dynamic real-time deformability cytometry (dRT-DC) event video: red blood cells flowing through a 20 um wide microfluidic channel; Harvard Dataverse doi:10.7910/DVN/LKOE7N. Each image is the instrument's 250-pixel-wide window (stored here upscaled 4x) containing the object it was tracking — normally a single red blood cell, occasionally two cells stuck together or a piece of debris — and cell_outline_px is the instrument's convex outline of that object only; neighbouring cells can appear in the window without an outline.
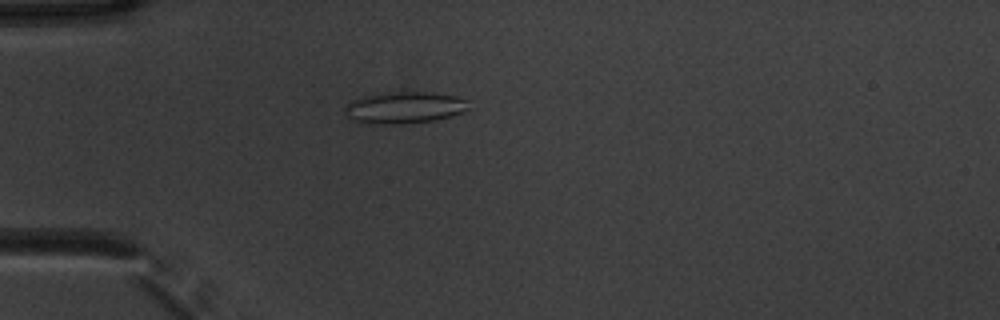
{"species": "common noctule bat (a hibernating species)", "species_latin": "Nyctalus noctula", "temperature_condition": "warm", "stored_images_in_passage": 44, "camera_frame_rate_fps": 3000, "um_per_image_px": 0.085, "animal": {"sex": "male", "body_mass_g": 20.1, "forearm_length_mm": 53.5}, "frame": {"image": 1, "passage_image": 6, "time_ms": 1.667, "image_size_px": [1000, 320], "cell_outline_px": [[472, 108], [464, 112], [436, 120], [404, 124], [368, 124], [352, 120], [344, 112], [344, 108], [352, 100], [364, 96], [388, 92], [432, 92], [456, 96], [468, 100]], "centroid_in_image_um": [34.42, 9.15], "position_along_channel_um": 50.6, "area_um2": 23.24}}
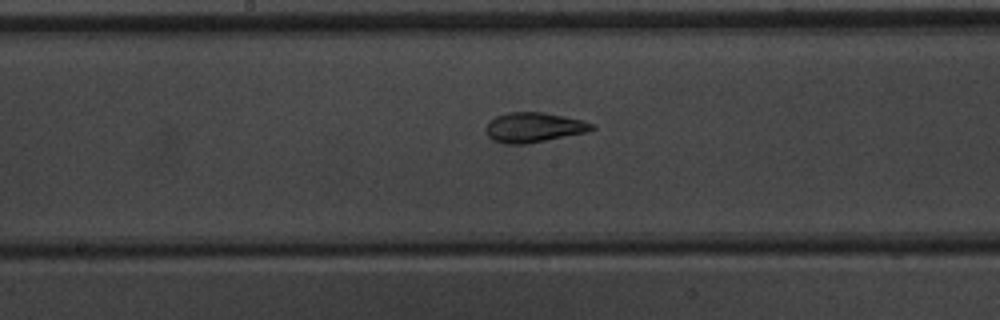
{"frame": {"image": 2, "passage_image": 19, "time_ms": 6.0, "image_size_px": [1000, 320], "cell_outline_px": [[596, 128], [588, 132], [528, 144], [504, 144], [492, 140], [484, 132], [488, 124], [496, 116], [508, 112], [544, 112], [584, 120], [596, 124]], "centroid_in_image_um": [45.41, 10.83], "position_along_channel_um": 202.8, "area_um2": 18.73}}
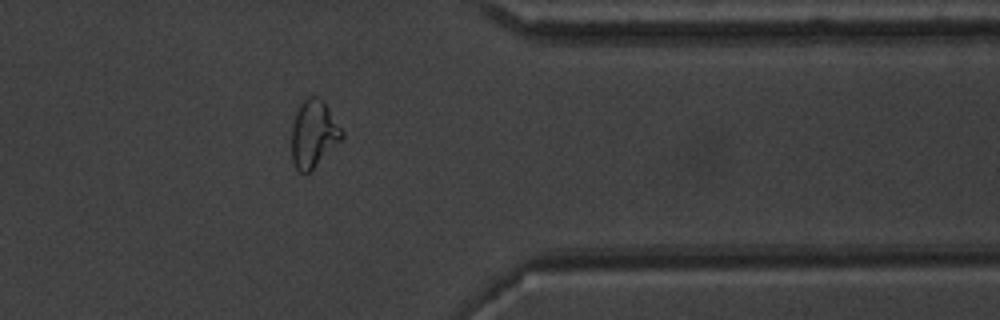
{"frame": {"image": 3, "passage_image": 34, "time_ms": 11.0, "image_size_px": [1000, 320], "cell_outline_px": [[344, 136], [308, 172], [300, 172], [296, 168], [292, 160], [292, 128], [296, 112], [300, 104], [308, 96], [316, 96], [328, 108], [344, 132]], "centroid_in_image_um": [26.64, 11.36], "position_along_channel_um": 384.8, "area_um2": 19.02}, "authors_computed_cell_mechanics": {"area_um2": 18.9295, "velocity_mm_per_s": 3.8431, "shape_relaxation_time_tau1_ms": 8.4373, "shape_relaxation_time_tau2_ms": 1.0927, "deformation_change_tau1": 0.2537, "deformation_change_tau2": 0.0758}}